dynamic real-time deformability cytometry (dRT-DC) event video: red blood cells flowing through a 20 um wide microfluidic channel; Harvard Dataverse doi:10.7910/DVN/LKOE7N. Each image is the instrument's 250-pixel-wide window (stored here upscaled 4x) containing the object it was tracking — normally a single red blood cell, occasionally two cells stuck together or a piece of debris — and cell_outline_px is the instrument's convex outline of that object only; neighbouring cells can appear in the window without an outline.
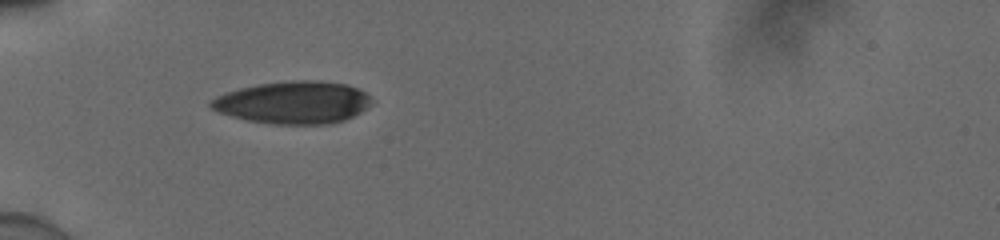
{"species": "human", "species_latin": "Homo sapiens", "temperature_condition": "cold", "stored_images_in_passage": 36, "camera_frame_rate_fps": 3000, "um_per_image_px": 0.085, "donor": {"sex": "male"}, "frame": {"image": 1, "passage_image": 1, "time_ms": 0.0, "image_size_px": [1000, 240], "cell_outline_px": [[376, 100], [368, 108], [344, 120], [328, 124], [272, 124], [248, 120], [232, 116], [220, 112], [212, 108], [208, 104], [208, 100], [224, 92], [240, 88], [260, 84], [296, 80], [312, 80], [348, 84], [360, 88]], "centroid_in_image_um": [24.97, 8.7], "position_along_channel_um": 60.0, "area_um2": 40.0}}
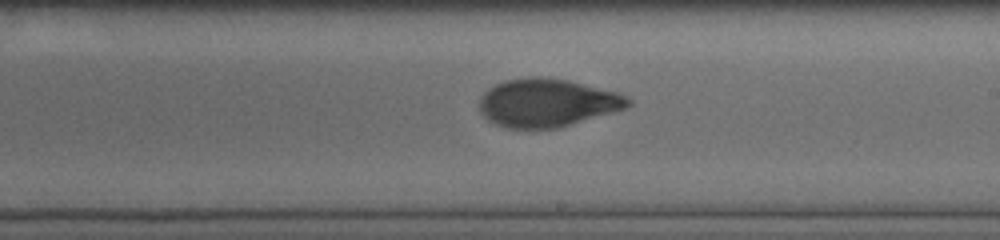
{"frame": {"image": 2, "passage_image": 16, "time_ms": 5.0, "image_size_px": [1000, 240], "cell_outline_px": [[632, 104], [624, 108], [612, 112], [556, 128], [508, 128], [496, 124], [488, 120], [480, 112], [480, 96], [488, 88], [504, 80], [528, 76], [540, 76], [568, 80], [620, 92], [632, 100]], "centroid_in_image_um": [46.5, 8.71], "position_along_channel_um": 242.5, "area_um2": 41.73}}
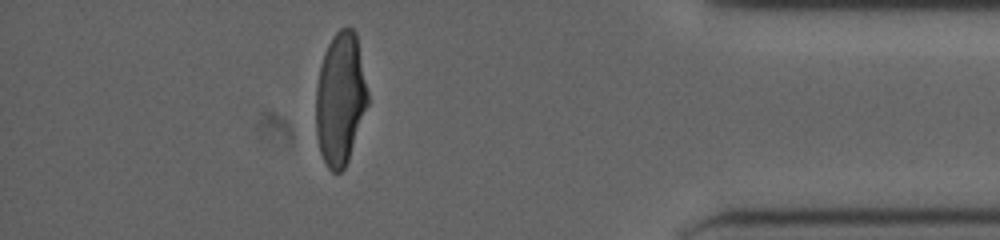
{"frame": {"image": 3, "passage_image": 31, "time_ms": 10.0, "image_size_px": [1000, 240], "cell_outline_px": [[368, 104], [348, 160], [344, 168], [340, 172], [332, 172], [328, 168], [320, 152], [316, 136], [316, 84], [320, 64], [324, 52], [332, 36], [340, 28], [352, 28], [356, 32], [368, 92]], "centroid_in_image_um": [28.91, 8.38], "position_along_channel_um": 406.3, "area_um2": 40.11}, "authors_computed_cell_mechanics": {"area_um2": 41.3559, "velocity_mm_per_s": 3.9141, "shape_relaxation_time_tau1_ms": 5.9691, "shape_relaxation_time_tau2_ms": 1.2108, "deformation_change_tau1": 0.2301, "deformation_change_tau2": 0.063}}